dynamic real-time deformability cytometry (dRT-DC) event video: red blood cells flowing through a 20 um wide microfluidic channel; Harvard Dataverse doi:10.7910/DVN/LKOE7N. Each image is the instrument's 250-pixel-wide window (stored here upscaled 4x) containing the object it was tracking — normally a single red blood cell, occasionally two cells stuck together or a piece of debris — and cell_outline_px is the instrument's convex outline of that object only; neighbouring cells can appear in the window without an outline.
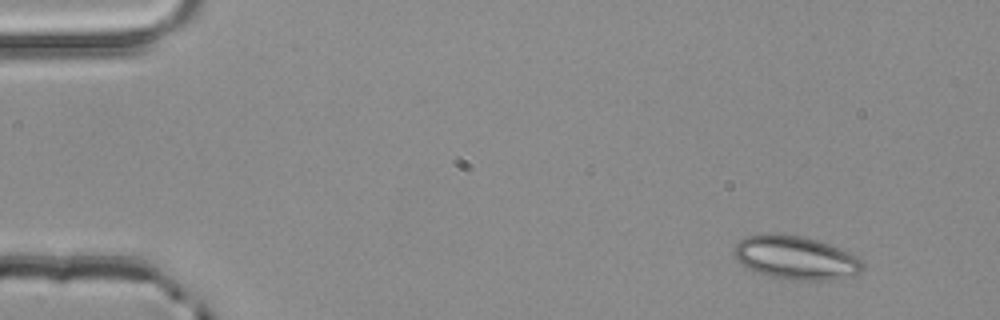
{"species": "common noctule bat (a hibernating species)", "species_latin": "Nyctalus noctula", "temperature_condition": "room temperature", "stored_images_in_passage": 5, "camera_frame_rate_fps": 3000, "um_per_image_px": 0.085, "animal": {"sex": "male", "body_mass_g": 20.4}, "frame": {"image": 1, "passage_image": 1, "time_ms": 0.0, "image_size_px": [1000, 320], "cell_outline_px": [[864, 268], [860, 272], [832, 280], [792, 280], [772, 276], [748, 268], [740, 264], [736, 260], [732, 252], [736, 244], [740, 240], [748, 236], [804, 236], [828, 244], [848, 252], [856, 256], [864, 264]], "centroid_in_image_um": [67.64, 21.94], "position_along_channel_um": 17.4, "area_um2": 31.67}}